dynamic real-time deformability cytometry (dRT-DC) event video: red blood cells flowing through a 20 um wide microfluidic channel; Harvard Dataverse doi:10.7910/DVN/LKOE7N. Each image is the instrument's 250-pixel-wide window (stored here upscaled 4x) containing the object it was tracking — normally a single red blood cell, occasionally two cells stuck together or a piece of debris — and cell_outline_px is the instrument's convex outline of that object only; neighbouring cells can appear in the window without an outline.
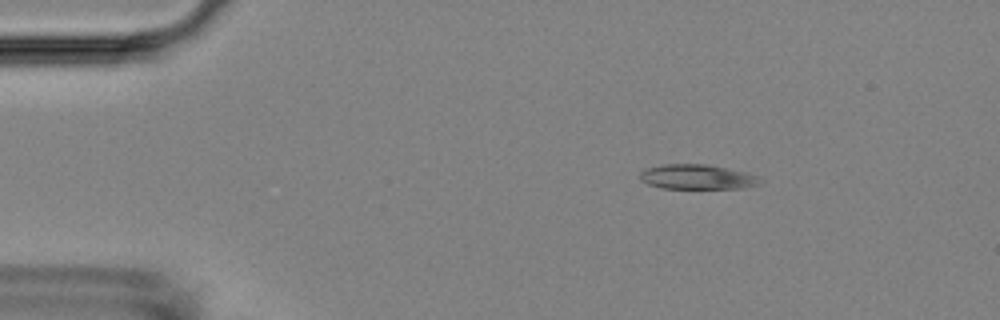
{"species": "Egyptian fruit bat (a non-hibernating species)", "species_latin": "Rousettus aegyptiacus", "temperature_condition": "room temperature", "stored_images_in_passage": 47, "camera_frame_rate_fps": 3000, "um_per_image_px": 0.085, "animal": {"sex": "female"}, "frame": {"image": 1, "passage_image": 1, "time_ms": 0.0, "image_size_px": [1000, 320], "cell_outline_px": [[764, 180], [760, 184], [740, 188], [660, 188], [648, 184], [640, 180], [640, 172], [648, 168], [660, 164], [708, 164], [748, 172], [760, 176]], "centroid_in_image_um": [59.31, 15.03], "position_along_channel_um": 25.7, "area_um2": 17.57}}
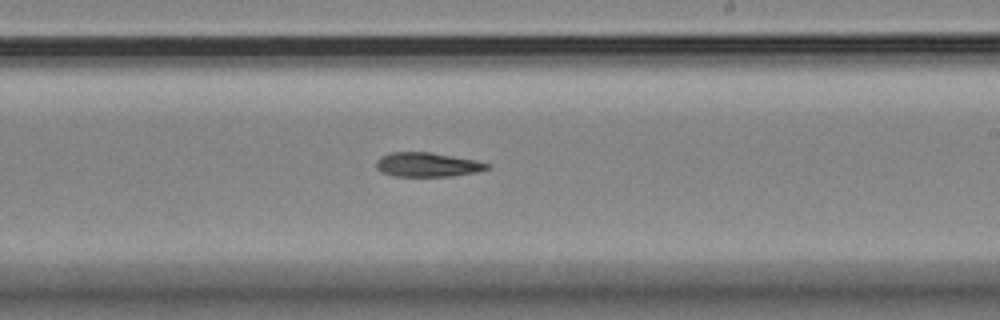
{"frame": {"image": 2, "passage_image": 25, "time_ms": 8.0, "image_size_px": [1000, 320], "cell_outline_px": [[488, 168], [476, 172], [452, 176], [396, 176], [380, 172], [376, 168], [376, 160], [380, 156], [392, 152], [432, 152], [476, 160], [488, 164]], "centroid_in_image_um": [36.28, 13.99], "position_along_channel_um": 252.7, "area_um2": 15.66}}
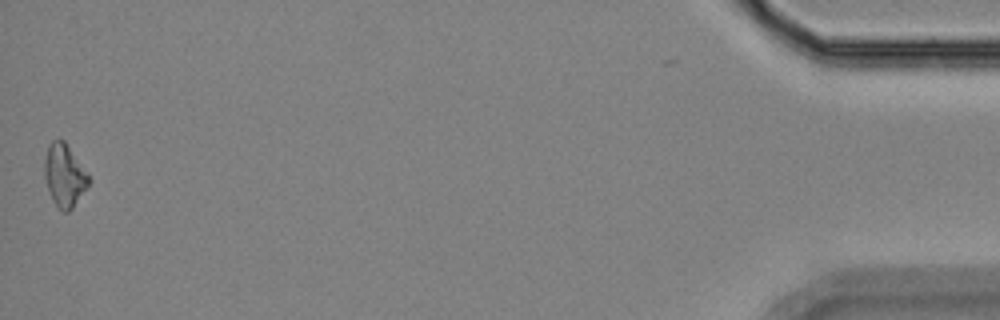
{"frame": {"image": 3, "passage_image": 47, "time_ms": 15.333, "image_size_px": [1000, 320], "cell_outline_px": [[92, 180], [72, 208], [68, 212], [64, 212], [52, 200], [44, 176], [44, 160], [48, 144], [52, 140], [64, 140], [88, 172]], "centroid_in_image_um": [5.49, 14.88], "position_along_channel_um": 429.7, "area_um2": 16.18}}